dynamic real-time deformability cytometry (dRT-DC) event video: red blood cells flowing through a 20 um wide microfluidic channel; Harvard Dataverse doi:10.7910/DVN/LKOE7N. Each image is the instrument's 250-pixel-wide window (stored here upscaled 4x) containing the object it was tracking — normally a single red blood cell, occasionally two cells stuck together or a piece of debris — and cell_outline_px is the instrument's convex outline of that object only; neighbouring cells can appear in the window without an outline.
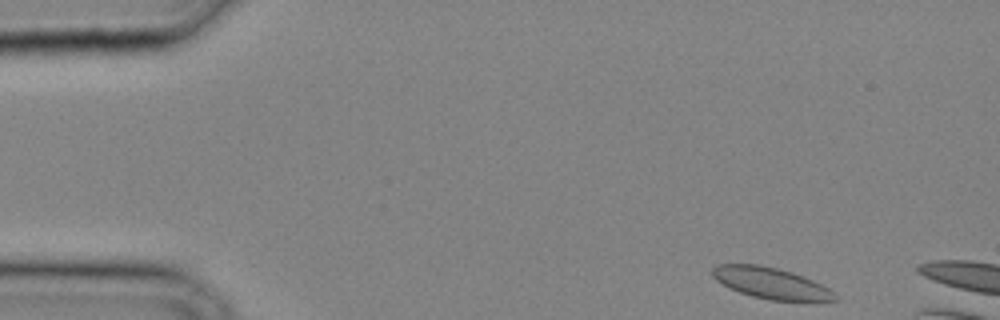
{"species": "common noctule bat (a hibernating species)", "species_latin": "Nyctalus noctula", "temperature_condition": "cold", "stored_images_in_passage": 6, "camera_frame_rate_fps": 3000, "um_per_image_px": 0.085, "animal": {"sex": "male", "body_mass_g": 20.4}, "frame": {"image": 1, "passage_image": 1, "time_ms": 0.0, "image_size_px": [1000, 320], "cell_outline_px": [[840, 300], [772, 300], [752, 296], [728, 288], [716, 280], [712, 276], [712, 268], [716, 264], [760, 264], [792, 272], [804, 276], [836, 292]], "centroid_in_image_um": [65.51, 24.05], "position_along_channel_um": 19.5, "area_um2": 22.2}}